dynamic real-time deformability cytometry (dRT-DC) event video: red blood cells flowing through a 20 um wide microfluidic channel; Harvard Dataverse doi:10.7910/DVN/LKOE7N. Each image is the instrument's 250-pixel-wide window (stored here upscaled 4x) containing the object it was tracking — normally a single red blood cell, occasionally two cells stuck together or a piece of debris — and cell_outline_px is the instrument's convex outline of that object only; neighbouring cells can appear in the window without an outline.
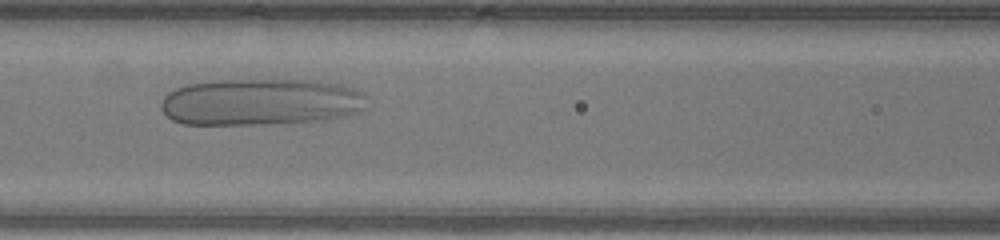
{"species": "human", "species_latin": "Homo sapiens", "temperature_condition": "warm", "stored_images_in_passage": 34, "camera_frame_rate_fps": 3000, "um_per_image_px": 0.085, "donor": {"sex": "male"}, "frame": {"image": 1, "passage_image": 7, "time_ms": 2.0, "image_size_px": [1000, 240], "cell_outline_px": [[368, 108], [344, 116], [324, 120], [264, 124], [184, 124], [172, 120], [160, 108], [160, 104], [164, 96], [168, 92], [176, 88], [188, 84], [220, 80], [320, 80], [340, 84], [356, 88], [364, 92], [368, 96]], "centroid_in_image_um": [22.23, 8.66], "position_along_channel_um": 144.4, "area_um2": 56.76}}
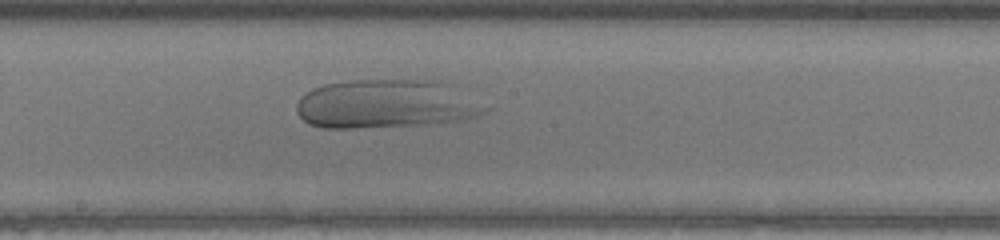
{"frame": {"image": 2, "passage_image": 12, "time_ms": 3.667, "image_size_px": [1000, 240], "cell_outline_px": [[492, 108], [476, 116], [456, 120], [428, 124], [356, 128], [324, 128], [308, 124], [296, 112], [296, 104], [300, 96], [312, 88], [324, 84], [348, 80], [436, 80], [452, 84]], "centroid_in_image_um": [32.81, 8.83], "position_along_channel_um": 215.4, "area_um2": 53.99}}
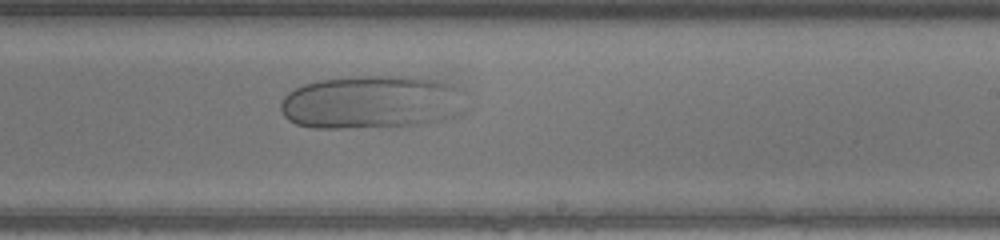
{"frame": {"image": 3, "passage_image": 15, "time_ms": 4.667, "image_size_px": [1000, 240], "cell_outline_px": [[464, 112], [444, 120], [420, 124], [340, 128], [312, 128], [296, 124], [288, 120], [284, 116], [280, 108], [280, 104], [284, 96], [288, 92], [304, 84], [320, 80], [352, 76], [412, 76], [436, 80], [460, 88]], "centroid_in_image_um": [31.57, 8.68], "position_along_channel_um": 257.4, "area_um2": 57.68}}